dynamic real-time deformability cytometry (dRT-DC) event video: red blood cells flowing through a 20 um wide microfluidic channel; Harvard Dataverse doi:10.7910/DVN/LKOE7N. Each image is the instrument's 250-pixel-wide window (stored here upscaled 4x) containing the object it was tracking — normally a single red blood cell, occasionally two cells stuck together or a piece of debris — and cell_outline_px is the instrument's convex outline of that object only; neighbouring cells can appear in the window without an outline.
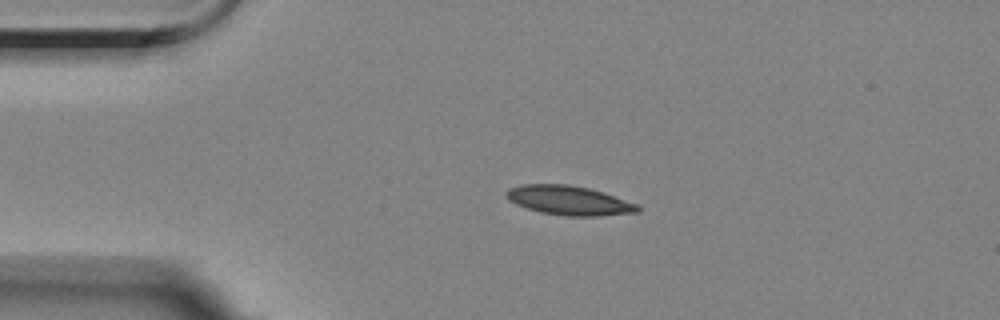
{"species": "Egyptian fruit bat (a non-hibernating species)", "species_latin": "Rousettus aegyptiacus", "temperature_condition": "room temperature", "stored_images_in_passage": 2, "camera_frame_rate_fps": 3000, "um_per_image_px": 0.085, "animal": {"sex": "female"}, "frame": {"image": 1, "passage_image": 1, "time_ms": 0.0, "image_size_px": [1000, 320], "cell_outline_px": [[640, 212], [600, 216], [568, 216], [540, 212], [516, 204], [508, 200], [504, 192], [508, 188], [524, 184], [568, 184], [588, 188], [640, 204]], "centroid_in_image_um": [48.38, 17.04], "position_along_channel_um": 36.6, "area_um2": 22.48}}